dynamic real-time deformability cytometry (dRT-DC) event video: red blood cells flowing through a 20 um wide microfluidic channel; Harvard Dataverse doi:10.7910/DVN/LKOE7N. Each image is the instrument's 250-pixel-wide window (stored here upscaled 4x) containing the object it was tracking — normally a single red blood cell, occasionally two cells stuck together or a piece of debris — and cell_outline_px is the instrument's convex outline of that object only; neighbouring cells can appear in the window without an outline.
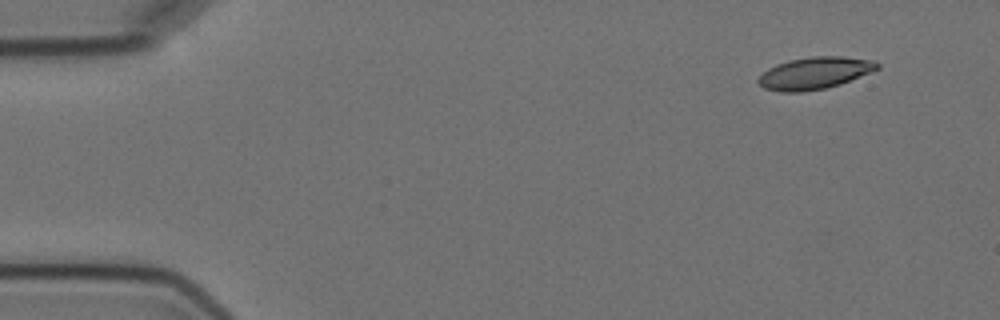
{"species": "Egyptian fruit bat (a non-hibernating species)", "species_latin": "Rousettus aegyptiacus", "temperature_condition": "cold", "stored_images_in_passage": 5, "camera_frame_rate_fps": 3000, "um_per_image_px": 0.085, "animal": {"sex": "female"}, "frame": {"image": 1, "passage_image": 1, "time_ms": 0.0, "image_size_px": [1000, 320], "cell_outline_px": [[880, 68], [872, 72], [840, 84], [824, 88], [800, 92], [780, 92], [764, 88], [756, 80], [768, 68], [776, 64], [788, 60], [812, 56], [840, 56], [876, 60], [880, 64]], "centroid_in_image_um": [69.27, 6.2], "position_along_channel_um": 15.7, "area_um2": 22.31}}